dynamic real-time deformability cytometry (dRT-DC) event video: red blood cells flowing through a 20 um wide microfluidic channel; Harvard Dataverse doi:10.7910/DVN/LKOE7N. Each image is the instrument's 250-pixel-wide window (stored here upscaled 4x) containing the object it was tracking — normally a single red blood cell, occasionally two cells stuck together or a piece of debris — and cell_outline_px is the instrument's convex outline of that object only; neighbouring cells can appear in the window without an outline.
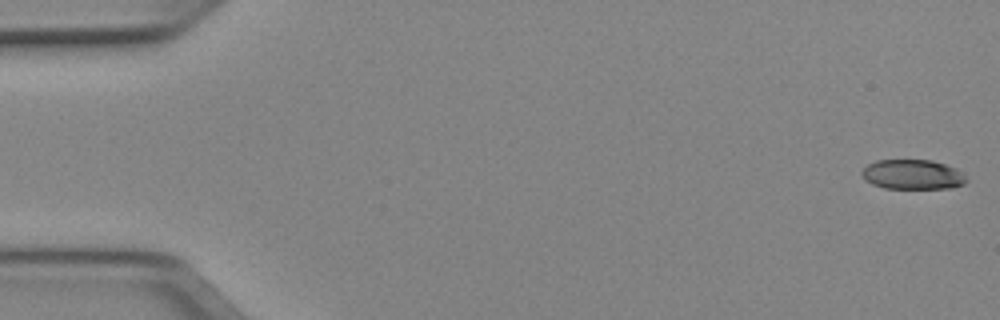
{"species": "Egyptian fruit bat (a non-hibernating species)", "species_latin": "Rousettus aegyptiacus", "temperature_condition": "cold", "stored_images_in_passage": 51, "camera_frame_rate_fps": 3000, "um_per_image_px": 0.085, "animal": {"sex": "female"}, "frame": {"image": 1, "passage_image": 1, "time_ms": 0.0, "image_size_px": [1000, 320], "cell_outline_px": [[968, 180], [964, 184], [952, 188], [884, 188], [872, 184], [864, 180], [860, 172], [868, 164], [876, 160], [932, 160], [956, 168], [964, 172]], "centroid_in_image_um": [77.59, 14.83], "position_along_channel_um": 7.4, "area_um2": 18.32}}
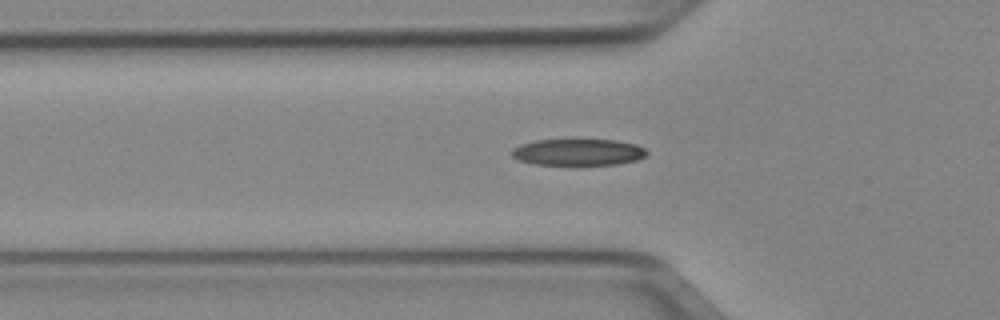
{"frame": {"image": 2, "passage_image": 17, "time_ms": 5.333, "image_size_px": [1000, 320], "cell_outline_px": [[648, 152], [644, 156], [636, 160], [620, 164], [536, 164], [520, 160], [512, 156], [512, 148], [520, 144], [536, 140], [616, 140], [636, 144], [644, 148]], "centroid_in_image_um": [49.15, 12.92], "position_along_channel_um": 76.6, "area_um2": 20.63}}
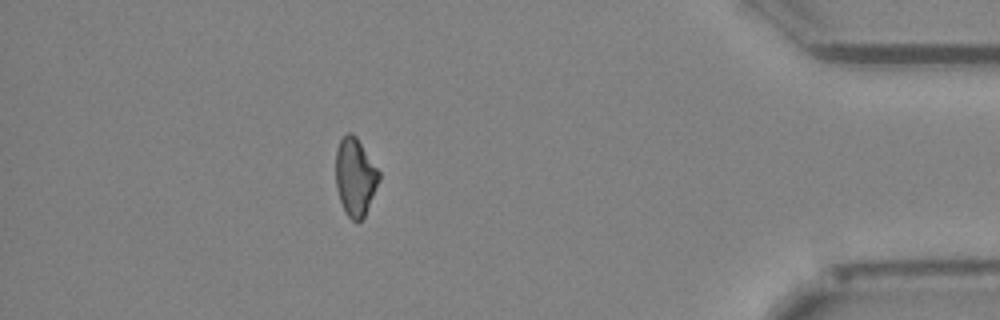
{"frame": {"image": 3, "passage_image": 45, "time_ms": 14.667, "image_size_px": [1000, 320], "cell_outline_px": [[380, 180], [364, 216], [360, 220], [352, 220], [344, 212], [336, 188], [336, 148], [340, 140], [348, 132], [352, 132], [356, 136], [380, 172]], "centroid_in_image_um": [30.18, 15.02], "position_along_channel_um": 405.0, "area_um2": 19.54}, "authors_computed_cell_mechanics": {"area_um2": 20.2878, "velocity_mm_per_s": 4.0058, "shape_relaxation_time_tau1_ms": 5.6951, "shape_relaxation_time_tau2_ms": null, "deformation_change_tau1": 0.1674, "deformation_change_tau2": null}}